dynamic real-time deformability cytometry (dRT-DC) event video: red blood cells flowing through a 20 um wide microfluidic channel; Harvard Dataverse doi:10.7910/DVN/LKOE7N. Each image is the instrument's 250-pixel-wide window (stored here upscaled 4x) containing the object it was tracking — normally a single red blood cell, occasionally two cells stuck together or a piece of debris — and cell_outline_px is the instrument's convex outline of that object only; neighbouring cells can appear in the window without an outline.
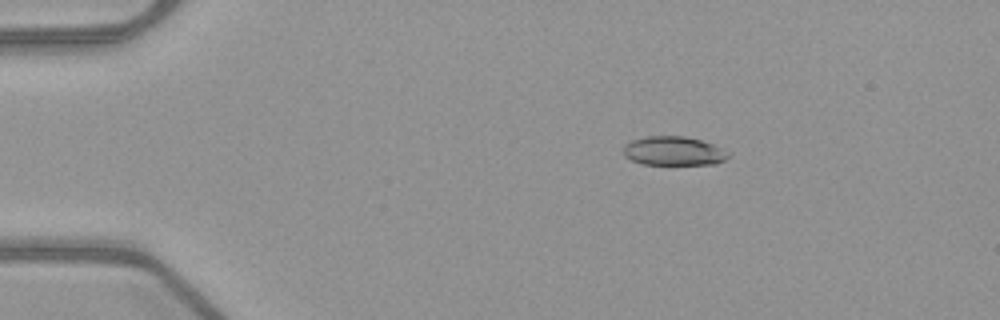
{"species": "common noctule bat (a hibernating species)", "species_latin": "Nyctalus noctula", "temperature_condition": "warm", "stored_images_in_passage": 53, "camera_frame_rate_fps": 3000, "um_per_image_px": 0.085, "animal": {"sex": "female", "body_mass_g": 21.9}, "frame": {"image": 1, "passage_image": 10, "time_ms": 3.0, "image_size_px": [1000, 320], "cell_outline_px": [[728, 156], [724, 160], [716, 164], [644, 164], [632, 160], [624, 156], [624, 144], [632, 140], [648, 136], [684, 136], [700, 140], [712, 144], [728, 152]], "centroid_in_image_um": [57.23, 12.83], "position_along_channel_um": 27.8, "area_um2": 17.51}}
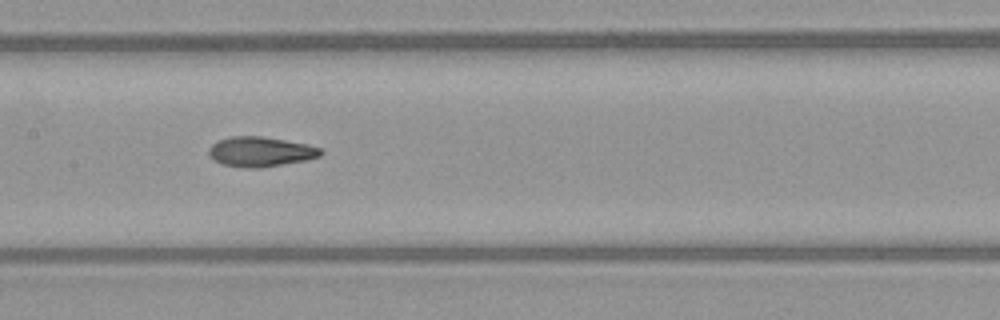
{"frame": {"image": 2, "passage_image": 27, "time_ms": 8.667, "image_size_px": [1000, 320], "cell_outline_px": [[324, 152], [320, 156], [308, 160], [260, 168], [240, 168], [220, 164], [208, 152], [208, 148], [212, 144], [228, 136], [260, 136], [308, 144], [320, 148]], "centroid_in_image_um": [22.15, 12.9], "position_along_channel_um": 185.2, "area_um2": 19.59}}
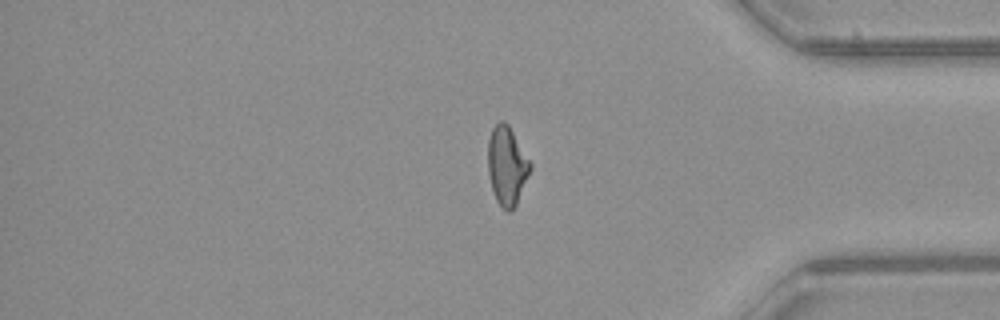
{"frame": {"image": 3, "passage_image": 44, "time_ms": 14.333, "image_size_px": [1000, 320], "cell_outline_px": [[532, 168], [516, 204], [512, 212], [508, 212], [496, 200], [492, 188], [488, 172], [488, 140], [492, 128], [500, 120], [504, 120], [508, 124], [532, 164]], "centroid_in_image_um": [43.09, 14.07], "position_along_channel_um": 392.1, "area_um2": 19.31}, "authors_computed_cell_mechanics": {"area_um2": 19.1896, "velocity_mm_per_s": 4.0314, "shape_relaxation_time_tau1_ms": 6.8459, "shape_relaxation_time_tau2_ms": 1.8894, "deformation_change_tau1": 0.2256, "deformation_change_tau2": 0.092}}